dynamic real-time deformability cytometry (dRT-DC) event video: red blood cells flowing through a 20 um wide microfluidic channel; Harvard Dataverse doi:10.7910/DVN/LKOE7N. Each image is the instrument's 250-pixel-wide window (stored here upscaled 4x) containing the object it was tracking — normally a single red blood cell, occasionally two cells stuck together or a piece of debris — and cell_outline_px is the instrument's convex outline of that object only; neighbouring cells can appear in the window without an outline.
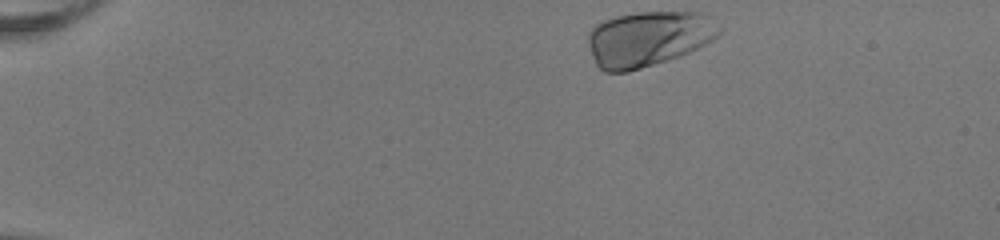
{"species": "human", "species_latin": "Homo sapiens", "temperature_condition": "room temperature", "stored_images_in_passage": 43, "camera_frame_rate_fps": 3000, "um_per_image_px": 0.085, "donor": {"sex": "female"}, "frame": {"image": 1, "passage_image": 1, "time_ms": 0.0, "image_size_px": [1000, 240], "cell_outline_px": [[724, 32], [712, 40], [680, 56], [668, 60], [628, 72], [604, 72], [596, 64], [592, 56], [588, 44], [588, 32], [596, 24], [604, 20], [616, 16], [640, 12], [704, 12], [724, 28]], "centroid_in_image_um": [55.14, 3.28], "position_along_channel_um": 29.9, "area_um2": 42.6}}
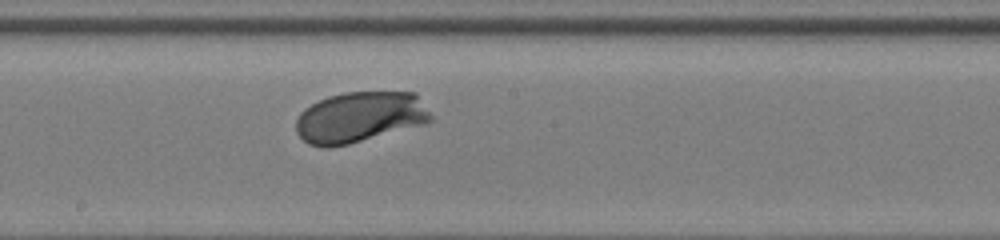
{"frame": {"image": 2, "passage_image": 22, "time_ms": 7.0, "image_size_px": [1000, 240], "cell_outline_px": [[432, 120], [428, 124], [348, 144], [328, 148], [324, 148], [308, 144], [296, 132], [296, 120], [300, 112], [304, 108], [328, 96], [344, 92], [416, 92], [432, 116]], "centroid_in_image_um": [30.6, 9.97], "position_along_channel_um": 217.6, "area_um2": 40.23}}
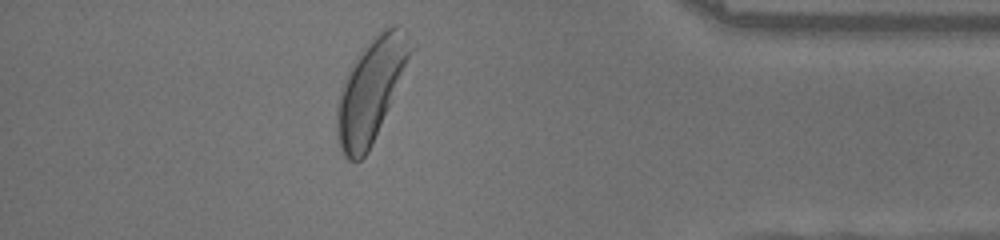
{"frame": {"image": 3, "passage_image": 38, "time_ms": 12.333, "image_size_px": [1000, 240], "cell_outline_px": [[416, 48], [372, 144], [368, 152], [360, 160], [348, 160], [344, 156], [340, 148], [336, 136], [336, 104], [340, 88], [348, 68], [352, 60], [364, 44], [372, 36], [384, 28], [392, 24], [400, 24], [404, 28], [416, 44]], "centroid_in_image_um": [31.54, 7.55], "position_along_channel_um": 403.7, "area_um2": 45.26}, "authors_computed_cell_mechanics": {"area_um2": 39.7086, "velocity_mm_per_s": 3.9846, "shape_relaxation_time_tau1_ms": 1.2542, "shape_relaxation_time_tau2_ms": null, "deformation_change_tau1": 0.094, "deformation_change_tau2": null}}